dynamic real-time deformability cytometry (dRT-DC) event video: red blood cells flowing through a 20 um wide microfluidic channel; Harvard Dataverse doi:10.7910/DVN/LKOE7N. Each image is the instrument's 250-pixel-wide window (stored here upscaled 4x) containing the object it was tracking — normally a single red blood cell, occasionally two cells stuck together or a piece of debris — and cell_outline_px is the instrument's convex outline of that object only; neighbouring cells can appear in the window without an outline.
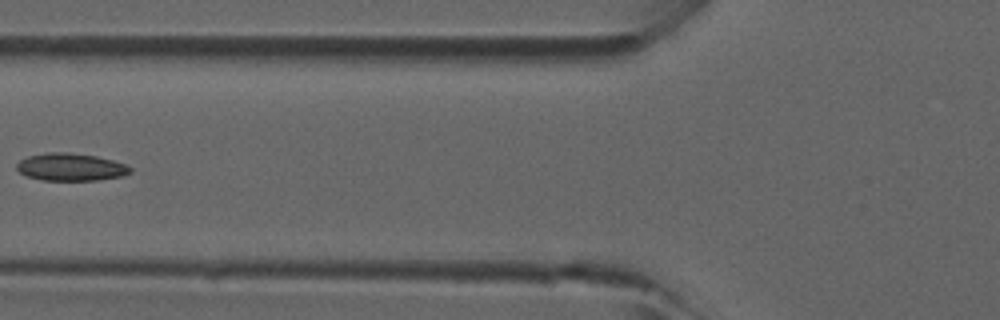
{"species": "common noctule bat (a hibernating species)", "species_latin": "Nyctalus noctula", "temperature_condition": "room temperature", "stored_images_in_passage": 6, "camera_frame_rate_fps": 3000, "um_per_image_px": 0.085, "animal": {"sex": "male", "forearm_length_mm": 52.5}, "frame": {"image": 1, "passage_image": 6, "time_ms": 1.667, "image_size_px": [1000, 320], "cell_outline_px": [[132, 172], [120, 176], [96, 180], [44, 180], [28, 176], [20, 172], [16, 168], [16, 164], [20, 160], [28, 156], [48, 152], [68, 152], [96, 156], [112, 160], [124, 164], [132, 168]], "centroid_in_image_um": [6.0, 14.19], "position_along_channel_um": 119.8, "area_um2": 18.03}}